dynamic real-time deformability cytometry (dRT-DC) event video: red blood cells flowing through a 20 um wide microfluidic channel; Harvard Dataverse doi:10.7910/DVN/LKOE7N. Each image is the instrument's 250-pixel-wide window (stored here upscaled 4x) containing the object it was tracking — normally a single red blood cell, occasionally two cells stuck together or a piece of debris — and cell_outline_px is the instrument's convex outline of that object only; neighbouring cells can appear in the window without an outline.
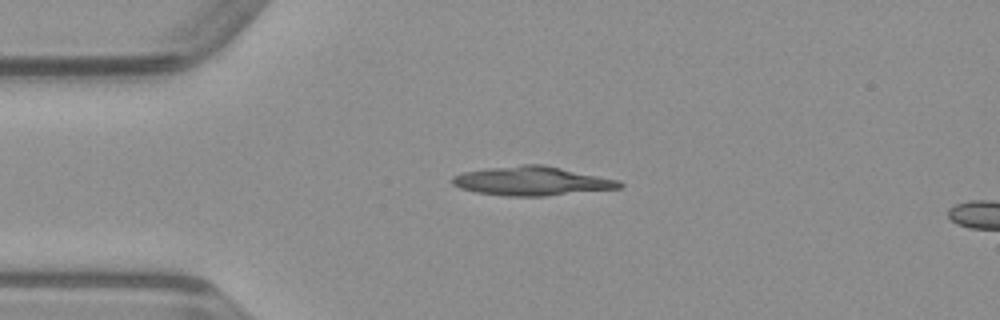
{"species": "common noctule bat (a hibernating species)", "species_latin": "Nyctalus noctula", "temperature_condition": "warm", "stored_images_in_passage": 4, "camera_frame_rate_fps": 3000, "um_per_image_px": 0.085, "animal": {"sex": "male", "body_mass_g": 23.1, "forearm_length_mm": 52.7}, "frame": {"image": 1, "passage_image": 1, "time_ms": 0.0, "image_size_px": [1000, 320], "cell_outline_px": [[624, 184], [620, 188], [544, 196], [504, 196], [476, 192], [460, 188], [452, 184], [452, 176], [464, 172], [488, 168], [524, 164], [544, 164], [620, 180]], "centroid_in_image_um": [45.22, 15.38], "position_along_channel_um": 39.8, "area_um2": 28.26}}